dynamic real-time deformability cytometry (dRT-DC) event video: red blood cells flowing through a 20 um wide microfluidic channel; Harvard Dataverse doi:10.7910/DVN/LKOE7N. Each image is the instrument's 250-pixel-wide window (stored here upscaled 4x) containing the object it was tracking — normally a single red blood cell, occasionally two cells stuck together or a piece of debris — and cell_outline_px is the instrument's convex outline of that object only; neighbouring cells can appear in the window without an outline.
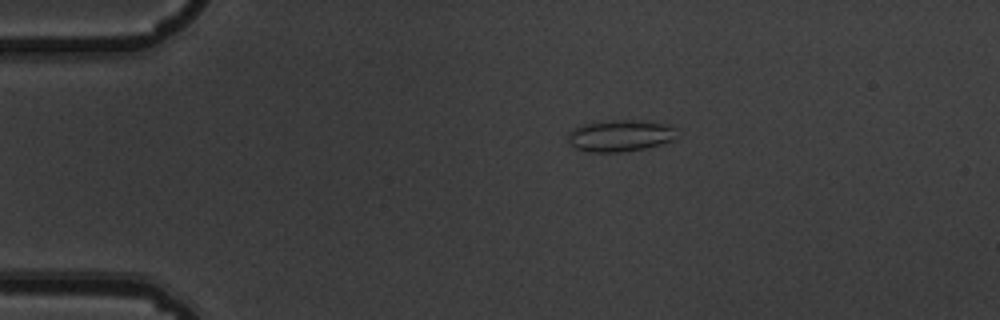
{"species": "common noctule bat (a hibernating species)", "species_latin": "Nyctalus noctula", "temperature_condition": "warm", "stored_images_in_passage": 3, "camera_frame_rate_fps": 3000, "um_per_image_px": 0.085, "animal": {"sex": "male", "body_mass_g": 19.5, "forearm_length_mm": 54.6}, "frame": {"image": 1, "passage_image": 1, "time_ms": 0.0, "image_size_px": [1000, 320], "cell_outline_px": [[672, 140], [660, 144], [644, 148], [624, 152], [588, 152], [576, 148], [568, 144], [568, 132], [572, 128], [584, 124], [612, 120], [628, 120], [668, 124], [672, 128]], "centroid_in_image_um": [52.59, 11.55], "position_along_channel_um": 32.4, "area_um2": 19.71}}